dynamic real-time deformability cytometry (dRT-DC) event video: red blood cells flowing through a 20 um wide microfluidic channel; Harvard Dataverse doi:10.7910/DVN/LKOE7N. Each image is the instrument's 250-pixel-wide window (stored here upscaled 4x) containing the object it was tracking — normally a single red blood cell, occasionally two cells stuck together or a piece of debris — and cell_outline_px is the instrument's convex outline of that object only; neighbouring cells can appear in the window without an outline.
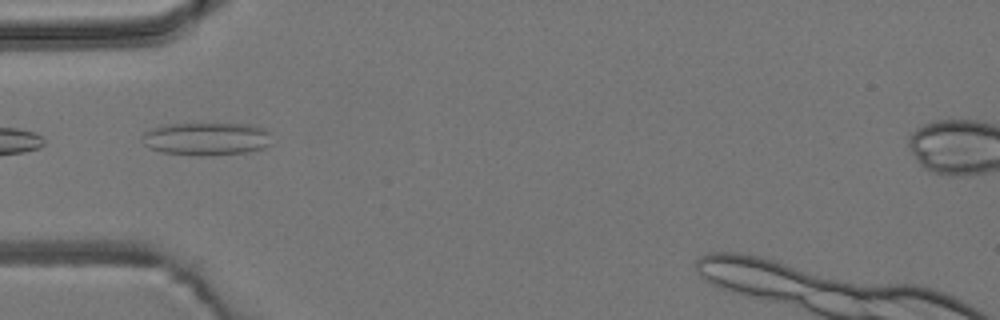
{"species": "common noctule bat (a hibernating species)", "species_latin": "Nyctalus noctula", "temperature_condition": "room temperature", "stored_images_in_passage": 3, "camera_frame_rate_fps": 3000, "um_per_image_px": 0.085, "animal": {"sex": "male", "body_mass_g": 19.2, "forearm_length_mm": 51.8}, "frame": {"image": 1, "passage_image": 3, "time_ms": 2.333, "image_size_px": [1000, 320], "cell_outline_px": [[272, 144], [264, 148], [248, 152], [212, 156], [200, 156], [160, 152], [148, 148], [140, 140], [140, 136], [144, 132], [152, 128], [164, 124], [248, 124], [264, 128], [268, 132]], "centroid_in_image_um": [17.52, 11.81], "position_along_channel_um": 67.5, "area_um2": 25.32}}